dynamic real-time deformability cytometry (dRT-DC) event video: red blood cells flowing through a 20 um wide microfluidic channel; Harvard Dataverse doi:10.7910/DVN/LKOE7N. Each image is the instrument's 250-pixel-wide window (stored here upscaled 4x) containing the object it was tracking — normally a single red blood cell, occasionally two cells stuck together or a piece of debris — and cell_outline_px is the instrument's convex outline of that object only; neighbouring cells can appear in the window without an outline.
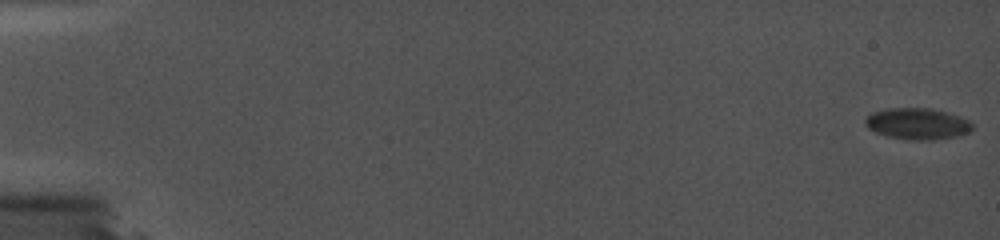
{"species": "common noctule bat (a hibernating species)", "species_latin": "Nyctalus noctula", "temperature_condition": "cold", "stored_images_in_passage": 5, "camera_frame_rate_fps": 5000, "um_per_image_px": 0.085, "animal": {"sex": "female", "body_mass_g": 19.0, "forearm_length_mm": 56.7}, "frame": {"image": 1, "passage_image": 1, "time_ms": 0.0, "image_size_px": [1000, 240], "cell_outline_px": [[972, 128], [968, 132], [956, 136], [932, 140], [908, 140], [888, 136], [876, 132], [868, 128], [864, 124], [864, 120], [872, 112], [888, 108], [928, 108], [944, 112], [968, 120], [972, 124]], "centroid_in_image_um": [77.93, 10.52], "position_along_channel_um": 7.1, "area_um2": 19.31}}